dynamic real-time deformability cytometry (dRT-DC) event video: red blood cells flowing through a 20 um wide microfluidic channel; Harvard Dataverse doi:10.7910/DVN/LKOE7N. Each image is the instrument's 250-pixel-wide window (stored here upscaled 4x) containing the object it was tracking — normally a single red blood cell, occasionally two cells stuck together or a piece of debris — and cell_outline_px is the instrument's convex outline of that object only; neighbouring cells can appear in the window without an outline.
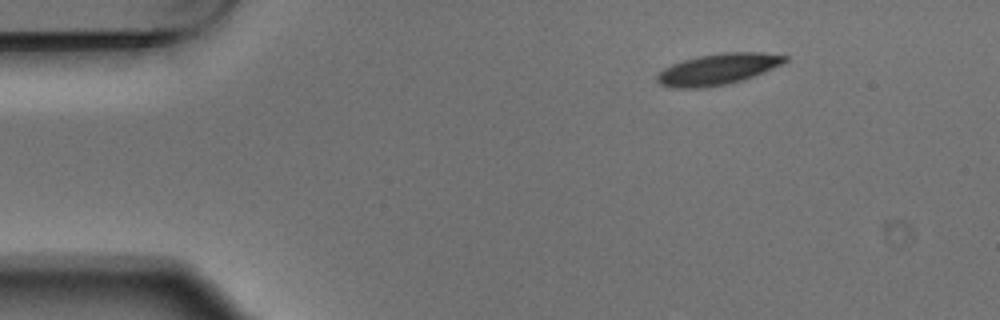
{"species": "Egyptian fruit bat (a non-hibernating species)", "species_latin": "Rousettus aegyptiacus", "temperature_condition": "warm", "stored_images_in_passage": 3, "camera_frame_rate_fps": 3000, "um_per_image_px": 0.085, "animal": {"sex": "male"}, "frame": {"image": 1, "passage_image": 1, "time_ms": 0.0, "image_size_px": [1000, 320], "cell_outline_px": [[788, 60], [784, 64], [764, 72], [728, 84], [700, 88], [672, 88], [660, 84], [656, 80], [656, 76], [664, 68], [672, 64], [684, 60], [700, 56], [720, 52], [764, 52], [788, 56]], "centroid_in_image_um": [61.04, 5.87], "position_along_channel_um": 24.0, "area_um2": 23.18}}
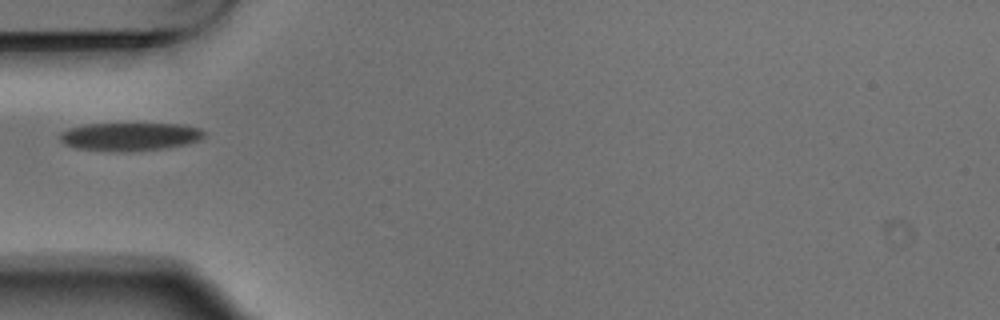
{"frame": {"image": 2, "passage_image": 3, "time_ms": 0.667, "image_size_px": [1000, 320], "cell_outline_px": [[208, 132], [200, 140], [188, 144], [168, 148], [128, 152], [116, 152], [76, 148], [64, 144], [60, 140], [60, 132], [68, 128], [84, 124], [184, 124], [200, 128]], "centroid_in_image_um": [11.08, 11.62], "position_along_channel_um": 73.9, "area_um2": 24.16}}